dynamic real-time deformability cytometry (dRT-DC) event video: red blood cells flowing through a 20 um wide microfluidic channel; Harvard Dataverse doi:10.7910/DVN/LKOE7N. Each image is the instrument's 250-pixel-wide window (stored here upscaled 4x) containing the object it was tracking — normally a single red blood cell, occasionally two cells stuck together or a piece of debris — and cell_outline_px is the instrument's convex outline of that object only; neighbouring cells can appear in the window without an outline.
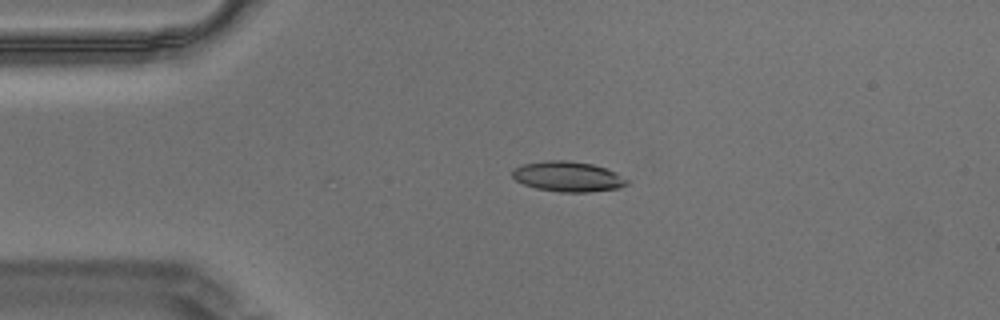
{"species": "Egyptian fruit bat (a non-hibernating species)", "species_latin": "Rousettus aegyptiacus", "temperature_condition": "warm", "stored_images_in_passage": 4, "camera_frame_rate_fps": 3000, "um_per_image_px": 0.085, "animal": {"sex": "male"}, "frame": {"image": 1, "passage_image": 1, "time_ms": 0.0, "image_size_px": [1000, 320], "cell_outline_px": [[628, 184], [620, 188], [588, 192], [560, 192], [536, 188], [524, 184], [516, 180], [512, 176], [512, 168], [524, 164], [548, 160], [568, 160], [592, 164], [616, 172], [628, 180]], "centroid_in_image_um": [48.27, 15.01], "position_along_channel_um": 36.7, "area_um2": 20.17}}